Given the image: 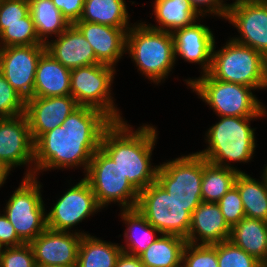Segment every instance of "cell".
Returning a JSON list of instances; mask_svg holds the SVG:
<instances>
[{
  "mask_svg": "<svg viewBox=\"0 0 267 267\" xmlns=\"http://www.w3.org/2000/svg\"><path fill=\"white\" fill-rule=\"evenodd\" d=\"M113 121L102 111L79 106L62 125L34 142V176L53 169L81 167L87 172L93 154L100 148L103 132Z\"/></svg>",
  "mask_w": 267,
  "mask_h": 267,
  "instance_id": "obj_1",
  "label": "cell"
},
{
  "mask_svg": "<svg viewBox=\"0 0 267 267\" xmlns=\"http://www.w3.org/2000/svg\"><path fill=\"white\" fill-rule=\"evenodd\" d=\"M127 123L125 120L113 122L103 132L100 148L140 192L156 182L159 165H152L151 156L157 144L158 131L152 124H143L133 130L132 125Z\"/></svg>",
  "mask_w": 267,
  "mask_h": 267,
  "instance_id": "obj_2",
  "label": "cell"
},
{
  "mask_svg": "<svg viewBox=\"0 0 267 267\" xmlns=\"http://www.w3.org/2000/svg\"><path fill=\"white\" fill-rule=\"evenodd\" d=\"M265 116H218L219 121L205 132L206 148L197 151L208 162L241 171L232 163H248L254 157L257 140L251 121Z\"/></svg>",
  "mask_w": 267,
  "mask_h": 267,
  "instance_id": "obj_3",
  "label": "cell"
},
{
  "mask_svg": "<svg viewBox=\"0 0 267 267\" xmlns=\"http://www.w3.org/2000/svg\"><path fill=\"white\" fill-rule=\"evenodd\" d=\"M126 53L137 71L155 85L168 79L176 64L172 33L152 29L141 20L127 31Z\"/></svg>",
  "mask_w": 267,
  "mask_h": 267,
  "instance_id": "obj_4",
  "label": "cell"
},
{
  "mask_svg": "<svg viewBox=\"0 0 267 267\" xmlns=\"http://www.w3.org/2000/svg\"><path fill=\"white\" fill-rule=\"evenodd\" d=\"M183 81L216 116H267L266 106L253 94L252 87L217 80L209 73Z\"/></svg>",
  "mask_w": 267,
  "mask_h": 267,
  "instance_id": "obj_5",
  "label": "cell"
},
{
  "mask_svg": "<svg viewBox=\"0 0 267 267\" xmlns=\"http://www.w3.org/2000/svg\"><path fill=\"white\" fill-rule=\"evenodd\" d=\"M212 50V63L208 72L213 78L242 84L255 90L267 88V58L249 46L229 38L224 46Z\"/></svg>",
  "mask_w": 267,
  "mask_h": 267,
  "instance_id": "obj_6",
  "label": "cell"
},
{
  "mask_svg": "<svg viewBox=\"0 0 267 267\" xmlns=\"http://www.w3.org/2000/svg\"><path fill=\"white\" fill-rule=\"evenodd\" d=\"M115 74V67L103 63L72 69L71 96L79 106L98 109L113 122L124 121L111 92Z\"/></svg>",
  "mask_w": 267,
  "mask_h": 267,
  "instance_id": "obj_7",
  "label": "cell"
},
{
  "mask_svg": "<svg viewBox=\"0 0 267 267\" xmlns=\"http://www.w3.org/2000/svg\"><path fill=\"white\" fill-rule=\"evenodd\" d=\"M41 188L38 177L23 176L3 210L24 243H30L47 228V209L42 199Z\"/></svg>",
  "mask_w": 267,
  "mask_h": 267,
  "instance_id": "obj_8",
  "label": "cell"
},
{
  "mask_svg": "<svg viewBox=\"0 0 267 267\" xmlns=\"http://www.w3.org/2000/svg\"><path fill=\"white\" fill-rule=\"evenodd\" d=\"M84 178L90 184L97 204L102 209L111 202L117 203L120 210L136 208L139 192L101 148L93 154Z\"/></svg>",
  "mask_w": 267,
  "mask_h": 267,
  "instance_id": "obj_9",
  "label": "cell"
},
{
  "mask_svg": "<svg viewBox=\"0 0 267 267\" xmlns=\"http://www.w3.org/2000/svg\"><path fill=\"white\" fill-rule=\"evenodd\" d=\"M203 156L197 152L159 164L156 181L192 215L202 203Z\"/></svg>",
  "mask_w": 267,
  "mask_h": 267,
  "instance_id": "obj_10",
  "label": "cell"
},
{
  "mask_svg": "<svg viewBox=\"0 0 267 267\" xmlns=\"http://www.w3.org/2000/svg\"><path fill=\"white\" fill-rule=\"evenodd\" d=\"M136 208L161 234L188 236L191 214L157 181L139 192Z\"/></svg>",
  "mask_w": 267,
  "mask_h": 267,
  "instance_id": "obj_11",
  "label": "cell"
},
{
  "mask_svg": "<svg viewBox=\"0 0 267 267\" xmlns=\"http://www.w3.org/2000/svg\"><path fill=\"white\" fill-rule=\"evenodd\" d=\"M95 194L88 181L83 177L77 184L71 186L56 200L53 207L46 212L47 228L57 231L87 234L81 230H71L86 218L101 211ZM81 231V232H80Z\"/></svg>",
  "mask_w": 267,
  "mask_h": 267,
  "instance_id": "obj_12",
  "label": "cell"
},
{
  "mask_svg": "<svg viewBox=\"0 0 267 267\" xmlns=\"http://www.w3.org/2000/svg\"><path fill=\"white\" fill-rule=\"evenodd\" d=\"M0 161L10 172L26 166L25 177L34 176V142L25 113L0 117Z\"/></svg>",
  "mask_w": 267,
  "mask_h": 267,
  "instance_id": "obj_13",
  "label": "cell"
},
{
  "mask_svg": "<svg viewBox=\"0 0 267 267\" xmlns=\"http://www.w3.org/2000/svg\"><path fill=\"white\" fill-rule=\"evenodd\" d=\"M225 20L240 34L232 40L257 50L267 58V0L230 3Z\"/></svg>",
  "mask_w": 267,
  "mask_h": 267,
  "instance_id": "obj_14",
  "label": "cell"
},
{
  "mask_svg": "<svg viewBox=\"0 0 267 267\" xmlns=\"http://www.w3.org/2000/svg\"><path fill=\"white\" fill-rule=\"evenodd\" d=\"M45 51V44L0 48V72L25 100L33 96L37 64Z\"/></svg>",
  "mask_w": 267,
  "mask_h": 267,
  "instance_id": "obj_15",
  "label": "cell"
},
{
  "mask_svg": "<svg viewBox=\"0 0 267 267\" xmlns=\"http://www.w3.org/2000/svg\"><path fill=\"white\" fill-rule=\"evenodd\" d=\"M78 107V103L71 95L26 99L25 116L33 142L44 133L62 125Z\"/></svg>",
  "mask_w": 267,
  "mask_h": 267,
  "instance_id": "obj_16",
  "label": "cell"
},
{
  "mask_svg": "<svg viewBox=\"0 0 267 267\" xmlns=\"http://www.w3.org/2000/svg\"><path fill=\"white\" fill-rule=\"evenodd\" d=\"M82 236L76 232L46 228L29 243L36 265L76 266Z\"/></svg>",
  "mask_w": 267,
  "mask_h": 267,
  "instance_id": "obj_17",
  "label": "cell"
},
{
  "mask_svg": "<svg viewBox=\"0 0 267 267\" xmlns=\"http://www.w3.org/2000/svg\"><path fill=\"white\" fill-rule=\"evenodd\" d=\"M197 20L193 25L177 29L172 33L175 59L200 65L201 74L208 73L212 63V50L215 43L213 31Z\"/></svg>",
  "mask_w": 267,
  "mask_h": 267,
  "instance_id": "obj_18",
  "label": "cell"
},
{
  "mask_svg": "<svg viewBox=\"0 0 267 267\" xmlns=\"http://www.w3.org/2000/svg\"><path fill=\"white\" fill-rule=\"evenodd\" d=\"M74 25L92 46L96 59L103 64L116 67L126 54V39L129 29L76 21Z\"/></svg>",
  "mask_w": 267,
  "mask_h": 267,
  "instance_id": "obj_19",
  "label": "cell"
},
{
  "mask_svg": "<svg viewBox=\"0 0 267 267\" xmlns=\"http://www.w3.org/2000/svg\"><path fill=\"white\" fill-rule=\"evenodd\" d=\"M231 228L217 203L202 202L191 215L186 241L196 245H214L230 239Z\"/></svg>",
  "mask_w": 267,
  "mask_h": 267,
  "instance_id": "obj_20",
  "label": "cell"
},
{
  "mask_svg": "<svg viewBox=\"0 0 267 267\" xmlns=\"http://www.w3.org/2000/svg\"><path fill=\"white\" fill-rule=\"evenodd\" d=\"M46 51L70 70L100 63L90 43L74 24L55 40H49Z\"/></svg>",
  "mask_w": 267,
  "mask_h": 267,
  "instance_id": "obj_21",
  "label": "cell"
},
{
  "mask_svg": "<svg viewBox=\"0 0 267 267\" xmlns=\"http://www.w3.org/2000/svg\"><path fill=\"white\" fill-rule=\"evenodd\" d=\"M71 70L45 51L37 64L32 97L71 95Z\"/></svg>",
  "mask_w": 267,
  "mask_h": 267,
  "instance_id": "obj_22",
  "label": "cell"
},
{
  "mask_svg": "<svg viewBox=\"0 0 267 267\" xmlns=\"http://www.w3.org/2000/svg\"><path fill=\"white\" fill-rule=\"evenodd\" d=\"M119 215L127 227L123 238L125 245L121 244L120 247L123 252L139 257L161 232L154 228L137 208L121 209Z\"/></svg>",
  "mask_w": 267,
  "mask_h": 267,
  "instance_id": "obj_23",
  "label": "cell"
},
{
  "mask_svg": "<svg viewBox=\"0 0 267 267\" xmlns=\"http://www.w3.org/2000/svg\"><path fill=\"white\" fill-rule=\"evenodd\" d=\"M152 7L157 25L147 23L152 29L173 33L177 29L193 25L200 16L191 6L189 0H154Z\"/></svg>",
  "mask_w": 267,
  "mask_h": 267,
  "instance_id": "obj_24",
  "label": "cell"
},
{
  "mask_svg": "<svg viewBox=\"0 0 267 267\" xmlns=\"http://www.w3.org/2000/svg\"><path fill=\"white\" fill-rule=\"evenodd\" d=\"M229 240L262 262L267 251V222L245 217L231 228Z\"/></svg>",
  "mask_w": 267,
  "mask_h": 267,
  "instance_id": "obj_25",
  "label": "cell"
},
{
  "mask_svg": "<svg viewBox=\"0 0 267 267\" xmlns=\"http://www.w3.org/2000/svg\"><path fill=\"white\" fill-rule=\"evenodd\" d=\"M125 0H84L83 13L78 21L130 29V14Z\"/></svg>",
  "mask_w": 267,
  "mask_h": 267,
  "instance_id": "obj_26",
  "label": "cell"
},
{
  "mask_svg": "<svg viewBox=\"0 0 267 267\" xmlns=\"http://www.w3.org/2000/svg\"><path fill=\"white\" fill-rule=\"evenodd\" d=\"M187 241L176 235L161 234L139 257L144 267H182Z\"/></svg>",
  "mask_w": 267,
  "mask_h": 267,
  "instance_id": "obj_27",
  "label": "cell"
},
{
  "mask_svg": "<svg viewBox=\"0 0 267 267\" xmlns=\"http://www.w3.org/2000/svg\"><path fill=\"white\" fill-rule=\"evenodd\" d=\"M29 13L34 22L39 40L47 44L50 37L56 38L71 24L52 0H28Z\"/></svg>",
  "mask_w": 267,
  "mask_h": 267,
  "instance_id": "obj_28",
  "label": "cell"
},
{
  "mask_svg": "<svg viewBox=\"0 0 267 267\" xmlns=\"http://www.w3.org/2000/svg\"><path fill=\"white\" fill-rule=\"evenodd\" d=\"M121 252L120 244L88 233L80 240L76 267H115Z\"/></svg>",
  "mask_w": 267,
  "mask_h": 267,
  "instance_id": "obj_29",
  "label": "cell"
},
{
  "mask_svg": "<svg viewBox=\"0 0 267 267\" xmlns=\"http://www.w3.org/2000/svg\"><path fill=\"white\" fill-rule=\"evenodd\" d=\"M261 177L259 181L245 172H239L234 186L242 199L245 217L267 222V180L263 174Z\"/></svg>",
  "mask_w": 267,
  "mask_h": 267,
  "instance_id": "obj_30",
  "label": "cell"
},
{
  "mask_svg": "<svg viewBox=\"0 0 267 267\" xmlns=\"http://www.w3.org/2000/svg\"><path fill=\"white\" fill-rule=\"evenodd\" d=\"M238 170L214 165L203 157L202 202L217 203L234 185Z\"/></svg>",
  "mask_w": 267,
  "mask_h": 267,
  "instance_id": "obj_31",
  "label": "cell"
},
{
  "mask_svg": "<svg viewBox=\"0 0 267 267\" xmlns=\"http://www.w3.org/2000/svg\"><path fill=\"white\" fill-rule=\"evenodd\" d=\"M43 44L36 33L30 13L24 22L0 24V48L9 46H29Z\"/></svg>",
  "mask_w": 267,
  "mask_h": 267,
  "instance_id": "obj_32",
  "label": "cell"
},
{
  "mask_svg": "<svg viewBox=\"0 0 267 267\" xmlns=\"http://www.w3.org/2000/svg\"><path fill=\"white\" fill-rule=\"evenodd\" d=\"M219 267H261V262L230 240L217 244Z\"/></svg>",
  "mask_w": 267,
  "mask_h": 267,
  "instance_id": "obj_33",
  "label": "cell"
},
{
  "mask_svg": "<svg viewBox=\"0 0 267 267\" xmlns=\"http://www.w3.org/2000/svg\"><path fill=\"white\" fill-rule=\"evenodd\" d=\"M182 267H219L217 244L196 245L187 242L183 250Z\"/></svg>",
  "mask_w": 267,
  "mask_h": 267,
  "instance_id": "obj_34",
  "label": "cell"
},
{
  "mask_svg": "<svg viewBox=\"0 0 267 267\" xmlns=\"http://www.w3.org/2000/svg\"><path fill=\"white\" fill-rule=\"evenodd\" d=\"M23 113H25V99L0 72V117H13Z\"/></svg>",
  "mask_w": 267,
  "mask_h": 267,
  "instance_id": "obj_35",
  "label": "cell"
},
{
  "mask_svg": "<svg viewBox=\"0 0 267 267\" xmlns=\"http://www.w3.org/2000/svg\"><path fill=\"white\" fill-rule=\"evenodd\" d=\"M217 204L220 207L224 220L230 228L245 218L242 199L235 186L225 193Z\"/></svg>",
  "mask_w": 267,
  "mask_h": 267,
  "instance_id": "obj_36",
  "label": "cell"
},
{
  "mask_svg": "<svg viewBox=\"0 0 267 267\" xmlns=\"http://www.w3.org/2000/svg\"><path fill=\"white\" fill-rule=\"evenodd\" d=\"M0 267H36L31 245L24 243L15 247L4 248Z\"/></svg>",
  "mask_w": 267,
  "mask_h": 267,
  "instance_id": "obj_37",
  "label": "cell"
},
{
  "mask_svg": "<svg viewBox=\"0 0 267 267\" xmlns=\"http://www.w3.org/2000/svg\"><path fill=\"white\" fill-rule=\"evenodd\" d=\"M28 14V0H0V24L24 22Z\"/></svg>",
  "mask_w": 267,
  "mask_h": 267,
  "instance_id": "obj_38",
  "label": "cell"
},
{
  "mask_svg": "<svg viewBox=\"0 0 267 267\" xmlns=\"http://www.w3.org/2000/svg\"><path fill=\"white\" fill-rule=\"evenodd\" d=\"M189 2L201 18L211 14L222 20H225L230 5L225 0H189Z\"/></svg>",
  "mask_w": 267,
  "mask_h": 267,
  "instance_id": "obj_39",
  "label": "cell"
},
{
  "mask_svg": "<svg viewBox=\"0 0 267 267\" xmlns=\"http://www.w3.org/2000/svg\"><path fill=\"white\" fill-rule=\"evenodd\" d=\"M52 2L70 24L78 21L83 13L84 0H52Z\"/></svg>",
  "mask_w": 267,
  "mask_h": 267,
  "instance_id": "obj_40",
  "label": "cell"
},
{
  "mask_svg": "<svg viewBox=\"0 0 267 267\" xmlns=\"http://www.w3.org/2000/svg\"><path fill=\"white\" fill-rule=\"evenodd\" d=\"M0 243L4 248L24 244L4 213H0Z\"/></svg>",
  "mask_w": 267,
  "mask_h": 267,
  "instance_id": "obj_41",
  "label": "cell"
},
{
  "mask_svg": "<svg viewBox=\"0 0 267 267\" xmlns=\"http://www.w3.org/2000/svg\"><path fill=\"white\" fill-rule=\"evenodd\" d=\"M115 267H144V266L141 263L140 257L122 251L117 259Z\"/></svg>",
  "mask_w": 267,
  "mask_h": 267,
  "instance_id": "obj_42",
  "label": "cell"
},
{
  "mask_svg": "<svg viewBox=\"0 0 267 267\" xmlns=\"http://www.w3.org/2000/svg\"><path fill=\"white\" fill-rule=\"evenodd\" d=\"M9 174H11L10 171L0 161V188L4 185V183H6Z\"/></svg>",
  "mask_w": 267,
  "mask_h": 267,
  "instance_id": "obj_43",
  "label": "cell"
},
{
  "mask_svg": "<svg viewBox=\"0 0 267 267\" xmlns=\"http://www.w3.org/2000/svg\"><path fill=\"white\" fill-rule=\"evenodd\" d=\"M36 267H76V266H66V265H36Z\"/></svg>",
  "mask_w": 267,
  "mask_h": 267,
  "instance_id": "obj_44",
  "label": "cell"
},
{
  "mask_svg": "<svg viewBox=\"0 0 267 267\" xmlns=\"http://www.w3.org/2000/svg\"><path fill=\"white\" fill-rule=\"evenodd\" d=\"M261 267H267V251L265 259L261 262Z\"/></svg>",
  "mask_w": 267,
  "mask_h": 267,
  "instance_id": "obj_45",
  "label": "cell"
},
{
  "mask_svg": "<svg viewBox=\"0 0 267 267\" xmlns=\"http://www.w3.org/2000/svg\"><path fill=\"white\" fill-rule=\"evenodd\" d=\"M264 177L266 178L267 180V164H265L264 168H263V173Z\"/></svg>",
  "mask_w": 267,
  "mask_h": 267,
  "instance_id": "obj_46",
  "label": "cell"
},
{
  "mask_svg": "<svg viewBox=\"0 0 267 267\" xmlns=\"http://www.w3.org/2000/svg\"><path fill=\"white\" fill-rule=\"evenodd\" d=\"M3 250H4V247L0 243V261H1Z\"/></svg>",
  "mask_w": 267,
  "mask_h": 267,
  "instance_id": "obj_47",
  "label": "cell"
}]
</instances>
